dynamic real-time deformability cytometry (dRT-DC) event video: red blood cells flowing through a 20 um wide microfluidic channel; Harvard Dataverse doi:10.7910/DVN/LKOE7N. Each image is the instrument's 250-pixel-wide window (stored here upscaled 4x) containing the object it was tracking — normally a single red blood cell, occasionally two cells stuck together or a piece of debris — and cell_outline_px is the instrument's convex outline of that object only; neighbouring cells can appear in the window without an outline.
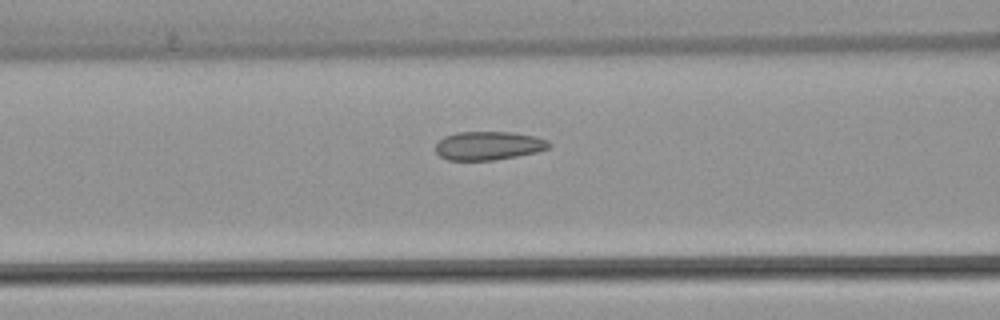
{"species": "common noctule bat (a hibernating species)", "species_latin": "Nyctalus noctula", "temperature_condition": "warm", "stored_images_in_passage": 32, "camera_frame_rate_fps": 3000, "um_per_image_px": 0.085, "animal": {"sex": "female", "body_mass_g": 22.7, "forearm_length_mm": 54.2}, "frame": {"image": 1, "passage_image": 11, "time_ms": 3.333, "image_size_px": [1000, 320], "cell_outline_px": [[552, 144], [548, 148], [536, 152], [516, 156], [492, 160], [448, 160], [440, 156], [436, 152], [436, 144], [444, 136], [456, 132], [512, 132], [536, 136], [548, 140]], "centroid_in_image_um": [41.53, 12.37], "position_along_channel_um": 125.1, "area_um2": 18.9}}
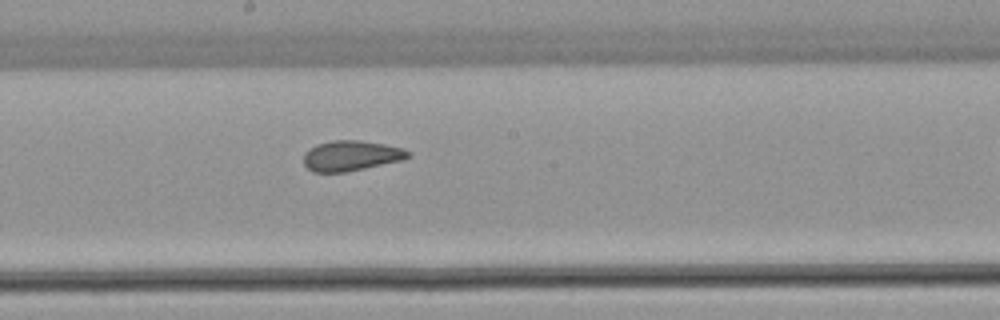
{"frame": {"image": 2, "passage_image": 18, "time_ms": 5.667, "image_size_px": [1000, 320], "cell_outline_px": [[412, 156], [404, 160], [344, 172], [312, 172], [304, 164], [304, 152], [316, 144], [332, 140], [360, 140], [384, 144], [404, 148], [412, 152]], "centroid_in_image_um": [29.88, 13.23], "position_along_channel_um": 218.3, "area_um2": 18.61}}
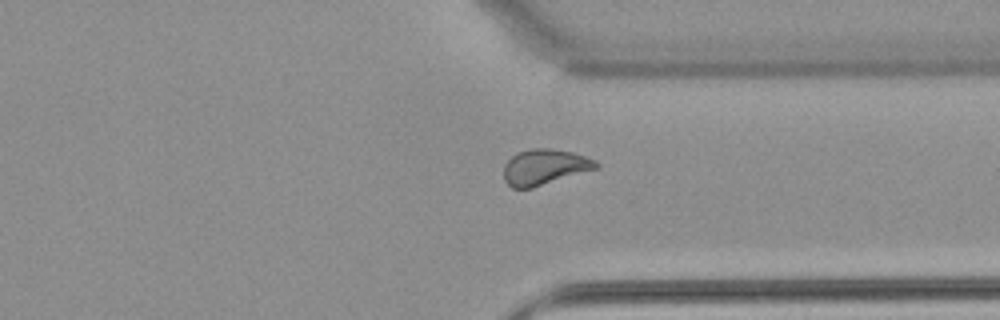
{"frame": {"image": 3, "passage_image": 29, "time_ms": 9.333, "image_size_px": [1000, 320], "cell_outline_px": [[600, 168], [532, 188], [512, 188], [504, 180], [504, 164], [516, 152], [532, 148], [548, 148], [572, 152], [596, 160], [600, 164]], "centroid_in_image_um": [46.31, 14.2], "position_along_channel_um": 365.1, "area_um2": 19.36}}